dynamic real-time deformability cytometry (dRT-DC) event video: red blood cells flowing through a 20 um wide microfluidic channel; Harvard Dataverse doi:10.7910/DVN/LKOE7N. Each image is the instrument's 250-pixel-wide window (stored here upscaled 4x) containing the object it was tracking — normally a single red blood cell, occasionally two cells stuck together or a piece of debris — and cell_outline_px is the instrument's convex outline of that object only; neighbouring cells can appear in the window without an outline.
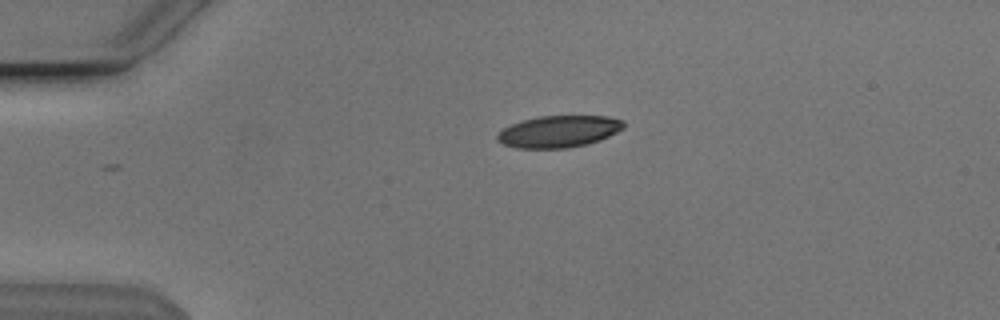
{"species": "Egyptian fruit bat (a non-hibernating species)", "species_latin": "Rousettus aegyptiacus", "temperature_condition": "cold", "stored_images_in_passage": 42, "camera_frame_rate_fps": 3000, "um_per_image_px": 0.085, "animal": {"sex": "male"}, "frame": {"image": 1, "passage_image": 1, "time_ms": 0.0, "image_size_px": [1000, 320], "cell_outline_px": [[624, 128], [600, 140], [568, 148], [516, 148], [504, 144], [496, 140], [496, 136], [504, 128], [512, 124], [524, 120], [540, 116], [608, 116], [624, 120]], "centroid_in_image_um": [47.51, 11.17], "position_along_channel_um": 37.5, "area_um2": 23.24}}
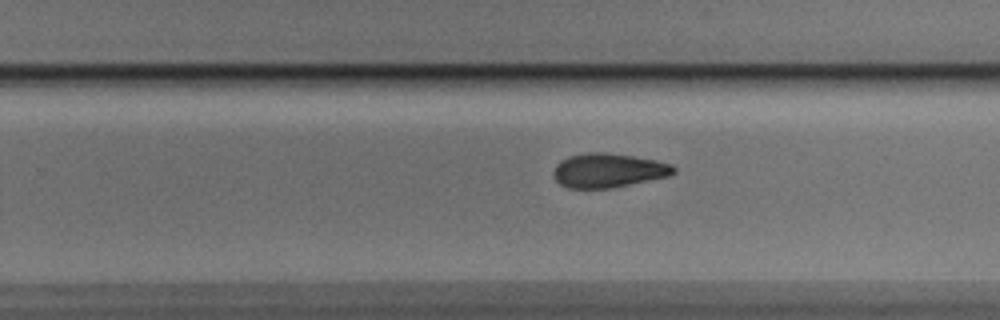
{"frame": {"image": 2, "passage_image": 23, "time_ms": 7.333, "image_size_px": [1000, 320], "cell_outline_px": [[676, 172], [668, 176], [612, 188], [568, 188], [560, 184], [556, 180], [552, 172], [556, 164], [560, 160], [568, 156], [588, 152], [604, 152], [632, 156], [656, 160], [672, 164], [676, 168]], "centroid_in_image_um": [51.69, 14.48], "position_along_channel_um": 278.1, "area_um2": 23.99}}
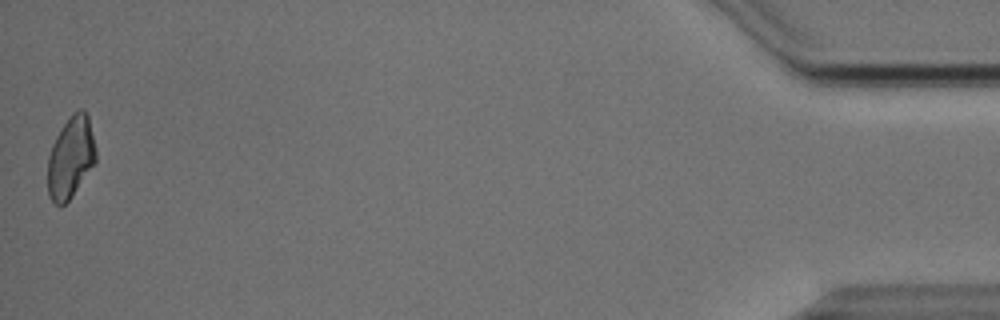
{"frame": {"image": 3, "passage_image": 42, "time_ms": 13.667, "image_size_px": [1000, 320], "cell_outline_px": [[96, 160], [72, 196], [60, 208], [48, 196], [48, 156], [52, 144], [60, 128], [72, 112], [80, 108], [84, 108], [88, 116], [96, 148]], "centroid_in_image_um": [6.0, 13.35], "position_along_channel_um": 429.2, "area_um2": 22.95}, "authors_computed_cell_mechanics": {"area_um2": 23.987, "velocity_mm_per_s": 3.839, "shape_relaxation_time_tau1_ms": 3.3637, "shape_relaxation_time_tau2_ms": 4.7007, "deformation_change_tau1": 0.1253, "deformation_change_tau2": 0.1291}}